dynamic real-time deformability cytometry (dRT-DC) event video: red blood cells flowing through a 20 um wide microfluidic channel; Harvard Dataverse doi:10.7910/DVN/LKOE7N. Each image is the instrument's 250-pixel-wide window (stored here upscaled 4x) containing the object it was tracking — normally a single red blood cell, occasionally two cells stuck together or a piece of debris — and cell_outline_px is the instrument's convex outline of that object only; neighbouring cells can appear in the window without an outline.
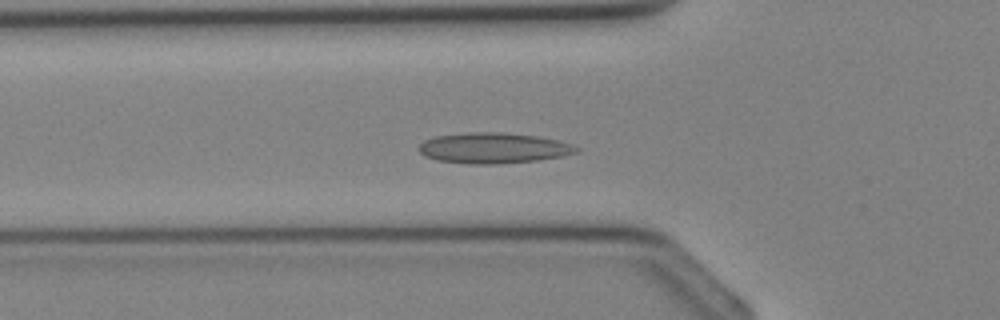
{"species": "Egyptian fruit bat (a non-hibernating species)", "species_latin": "Rousettus aegyptiacus", "temperature_condition": "cold", "stored_images_in_passage": 36, "segment_of_instrument_passage": [1, 2], "camera_frame_rate_fps": 3000, "um_per_image_px": 0.085, "animal": {"sex": "female"}, "frame": {"image": 1, "passage_image": 12, "time_ms": 3.667, "image_size_px": [1000, 320], "cell_outline_px": [[580, 148], [576, 152], [560, 156], [536, 160], [496, 164], [468, 164], [440, 160], [424, 156], [420, 152], [420, 144], [424, 140], [436, 136], [468, 132], [504, 132], [536, 136], [556, 140], [572, 144]], "centroid_in_image_um": [41.92, 12.57], "position_along_channel_um": 83.9, "area_um2": 27.86}}
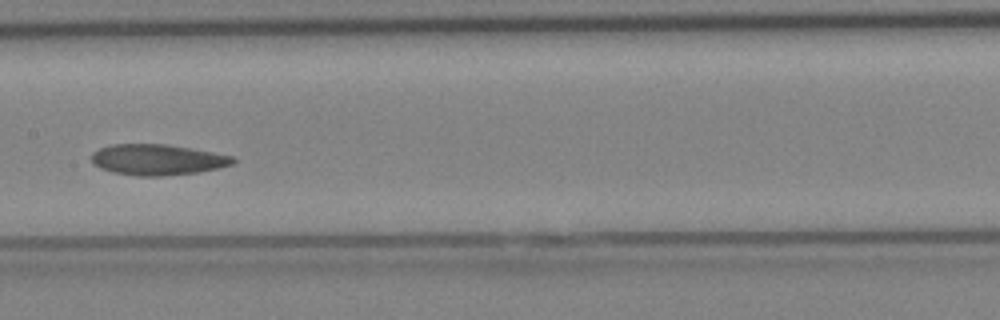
{"frame": {"image": 2, "passage_image": 18, "time_ms": 5.667, "image_size_px": [1000, 320], "cell_outline_px": [[236, 160], [232, 164], [220, 168], [200, 172], [160, 176], [136, 176], [112, 172], [100, 168], [92, 164], [92, 152], [100, 148], [112, 144], [164, 144], [192, 148], [232, 156]], "centroid_in_image_um": [13.37, 13.58], "position_along_channel_um": 194.0, "area_um2": 25.49}}
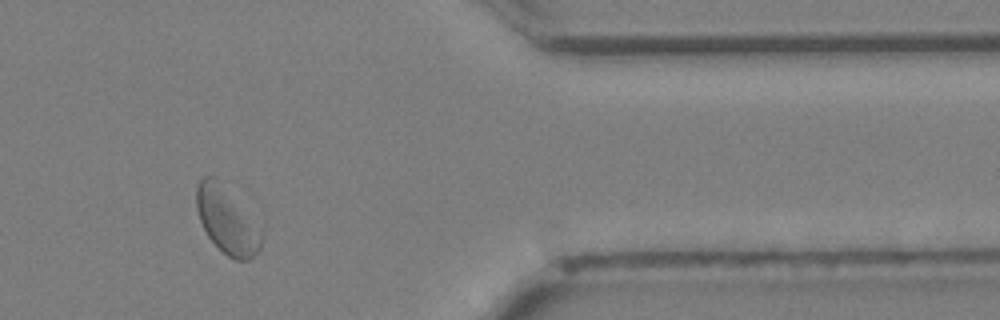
{"frame": {"image": 3, "passage_image": 30, "time_ms": 9.667, "image_size_px": [1000, 320], "cell_outline_px": [[264, 228], [260, 248], [248, 260], [236, 260], [228, 256], [208, 236], [200, 220], [196, 208], [196, 184], [204, 176], [216, 176], [264, 220]], "centroid_in_image_um": [19.41, 18.63], "position_along_channel_um": 392.0, "area_um2": 26.93}}